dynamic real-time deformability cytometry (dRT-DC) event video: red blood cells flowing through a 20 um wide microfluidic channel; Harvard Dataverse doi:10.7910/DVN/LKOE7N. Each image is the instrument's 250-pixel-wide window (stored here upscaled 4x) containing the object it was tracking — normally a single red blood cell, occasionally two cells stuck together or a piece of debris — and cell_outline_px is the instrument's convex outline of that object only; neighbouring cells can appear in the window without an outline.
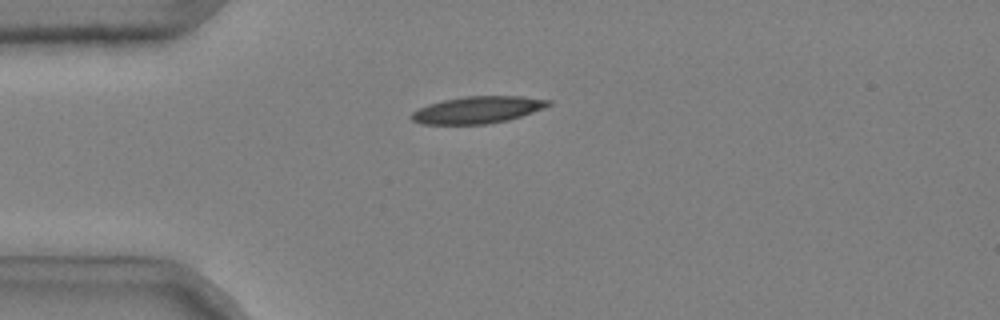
{"species": "common noctule bat (a hibernating species)", "species_latin": "Nyctalus noctula", "temperature_condition": "cold", "stored_images_in_passage": 35, "camera_frame_rate_fps": 3000, "um_per_image_px": 0.085, "animal": {"sex": "male", "body_mass_g": 20.4}, "frame": {"image": 1, "passage_image": 1, "time_ms": 0.0, "image_size_px": [1000, 320], "cell_outline_px": [[552, 104], [544, 108], [508, 120], [488, 124], [420, 124], [412, 120], [408, 116], [412, 112], [428, 104], [444, 100], [468, 96], [520, 96], [552, 100]], "centroid_in_image_um": [40.59, 9.34], "position_along_channel_um": 44.4, "area_um2": 21.5}}
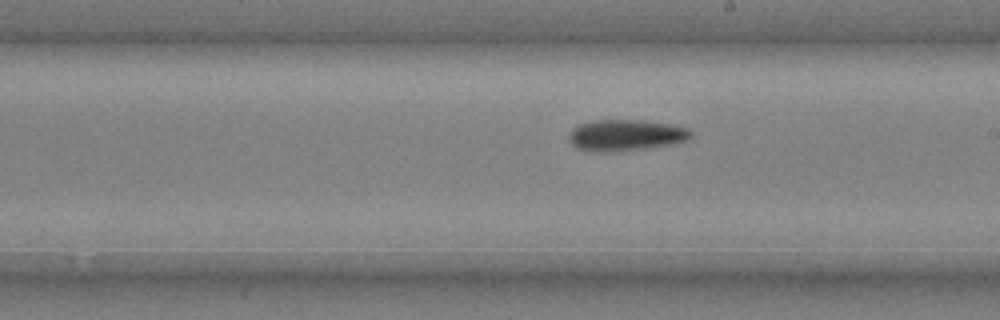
{"frame": {"image": 2, "passage_image": 18, "time_ms": 5.667, "image_size_px": [1000, 320], "cell_outline_px": [[692, 140], [676, 144], [644, 148], [604, 152], [600, 152], [576, 148], [568, 140], [568, 136], [572, 128], [576, 124], [592, 120], [644, 120], [668, 124], [688, 128], [692, 132]], "centroid_in_image_um": [53.2, 11.48], "position_along_channel_um": 235.8, "area_um2": 22.48}}
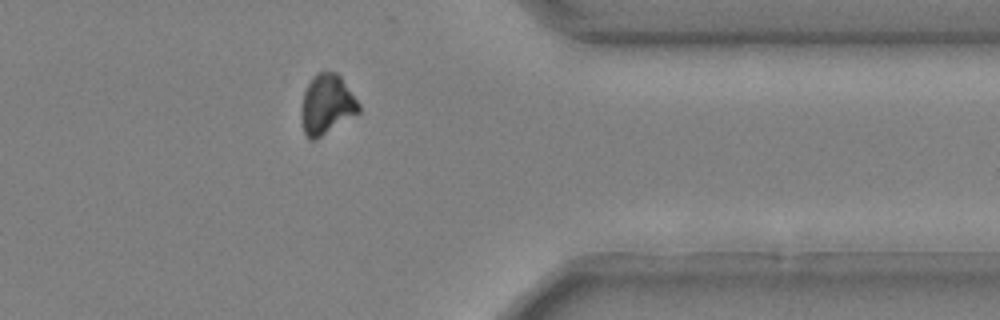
{"frame": {"image": 3, "passage_image": 31, "time_ms": 10.0, "image_size_px": [1000, 320], "cell_outline_px": [[360, 112], [356, 116], [316, 140], [308, 140], [304, 132], [300, 116], [300, 112], [304, 92], [312, 76], [320, 72], [336, 72], [340, 76], [360, 104]], "centroid_in_image_um": [27.77, 8.92], "position_along_channel_um": 383.6, "area_um2": 20.35}, "authors_computed_cell_mechanics": {"area_um2": 21.675, "velocity_mm_per_s": 3.6974, "shape_relaxation_time_tau1_ms": 11.1194, "shape_relaxation_time_tau2_ms": null, "deformation_change_tau1": 0.1803, "deformation_change_tau2": null}}